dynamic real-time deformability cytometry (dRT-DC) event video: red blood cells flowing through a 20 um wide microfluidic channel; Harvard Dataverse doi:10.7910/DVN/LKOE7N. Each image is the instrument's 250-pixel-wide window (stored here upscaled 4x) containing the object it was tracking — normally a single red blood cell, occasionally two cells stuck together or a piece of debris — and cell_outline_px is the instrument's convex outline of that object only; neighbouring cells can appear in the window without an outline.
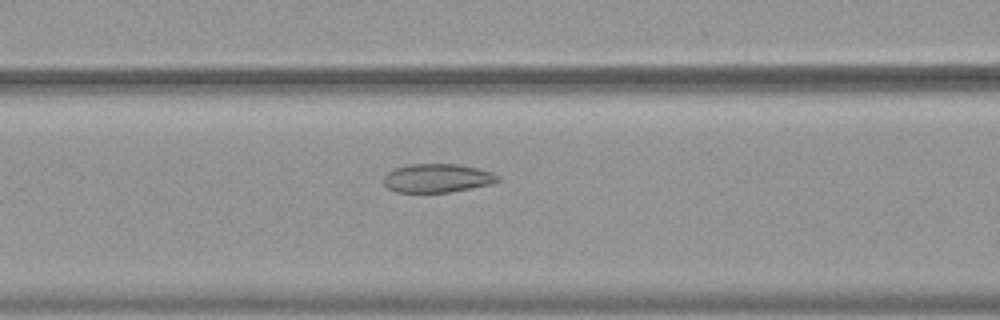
{"species": "common noctule bat (a hibernating species)", "species_latin": "Nyctalus noctula", "temperature_condition": "warm", "stored_images_in_passage": 38, "camera_frame_rate_fps": 3000, "um_per_image_px": 0.085, "animal": {"sex": "female", "body_mass_g": 19.9}, "frame": {"image": 1, "passage_image": 7, "time_ms": 2.0, "image_size_px": [1000, 320], "cell_outline_px": [[500, 180], [492, 184], [472, 188], [448, 192], [396, 192], [388, 188], [384, 184], [384, 176], [392, 168], [408, 164], [460, 164], [492, 172], [500, 176]], "centroid_in_image_um": [37.17, 15.13], "position_along_channel_um": 129.4, "area_um2": 19.19}}
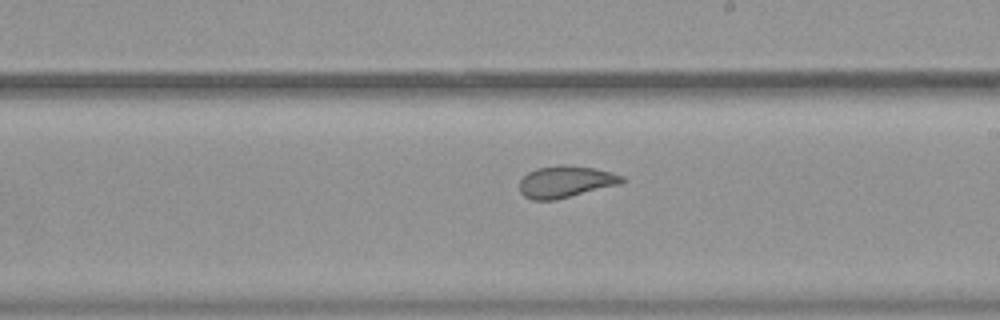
{"frame": {"image": 2, "passage_image": 16, "time_ms": 5.0, "image_size_px": [1000, 320], "cell_outline_px": [[624, 180], [620, 184], [556, 200], [532, 200], [524, 196], [520, 192], [520, 180], [528, 172], [536, 168], [560, 164], [564, 164], [592, 168], [612, 172], [624, 176]], "centroid_in_image_um": [48.06, 15.44], "position_along_channel_um": 240.9, "area_um2": 19.02}}
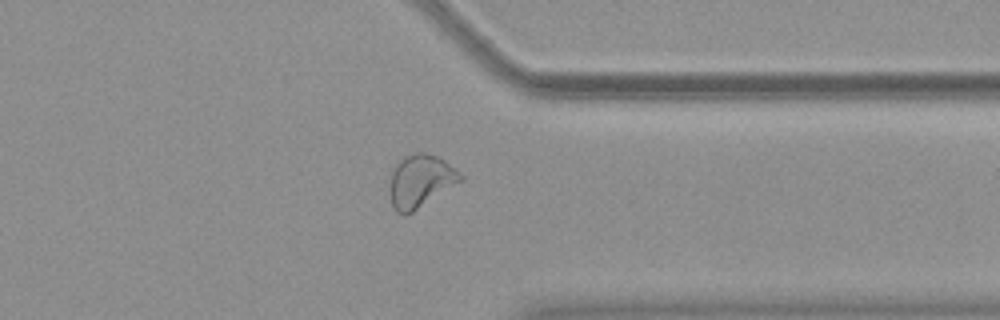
{"frame": {"image": 3, "passage_image": 27, "time_ms": 8.667, "image_size_px": [1000, 320], "cell_outline_px": [[464, 180], [412, 212], [404, 216], [396, 212], [392, 204], [388, 192], [388, 188], [392, 168], [404, 156], [416, 152], [424, 152], [436, 156], [444, 160], [460, 172], [464, 176]], "centroid_in_image_um": [35.72, 15.39], "position_along_channel_um": 375.7, "area_um2": 22.08}, "authors_computed_cell_mechanics": {"area_um2": 19.7387, "velocity_mm_per_s": 3.7387, "shape_relaxation_time_tau1_ms": 10.1595, "shape_relaxation_time_tau2_ms": 1.2044, "deformation_change_tau1": 0.1854, "deformation_change_tau2": 0.0746}}